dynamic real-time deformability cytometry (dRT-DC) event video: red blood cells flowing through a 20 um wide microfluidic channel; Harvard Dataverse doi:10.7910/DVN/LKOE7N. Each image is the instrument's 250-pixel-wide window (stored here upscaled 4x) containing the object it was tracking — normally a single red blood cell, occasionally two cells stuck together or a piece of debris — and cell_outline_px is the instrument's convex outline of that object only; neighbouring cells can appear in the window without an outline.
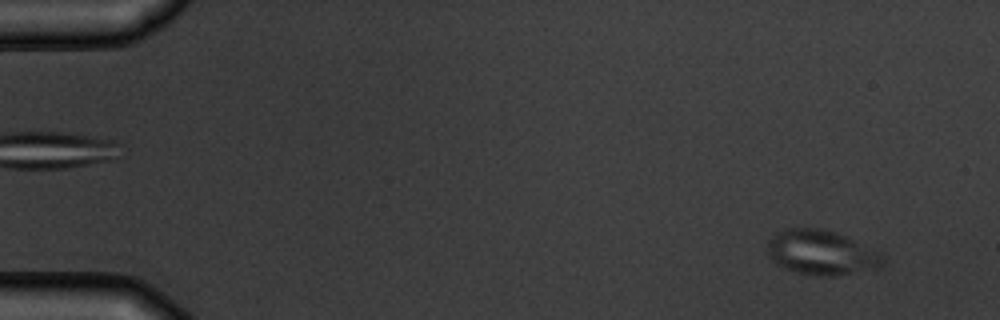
{"species": "common noctule bat (a hibernating species)", "species_latin": "Nyctalus noctula", "temperature_condition": "warm", "stored_images_in_passage": 5, "camera_frame_rate_fps": 3000, "um_per_image_px": 0.085, "animal": {"sex": "male", "body_mass_g": 19.5, "forearm_length_mm": 54.6}, "frame": {"image": 1, "passage_image": 1, "time_ms": 0.0, "image_size_px": [1000, 320], "cell_outline_px": [[884, 260], [880, 268], [832, 276], [820, 276], [796, 272], [784, 268], [776, 264], [764, 252], [768, 240], [776, 232], [784, 228], [820, 228], [836, 232], [880, 252]], "centroid_in_image_um": [69.75, 21.46], "position_along_channel_um": 15.2, "area_um2": 30.29}}